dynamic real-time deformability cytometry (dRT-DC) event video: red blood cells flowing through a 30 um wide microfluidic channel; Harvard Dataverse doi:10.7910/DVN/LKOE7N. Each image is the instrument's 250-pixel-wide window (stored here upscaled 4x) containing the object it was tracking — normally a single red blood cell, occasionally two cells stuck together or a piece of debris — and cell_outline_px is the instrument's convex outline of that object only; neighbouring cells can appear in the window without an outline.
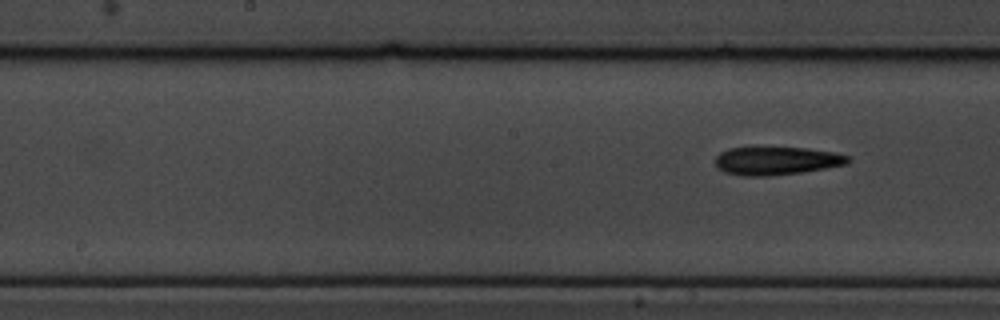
{"species": "common noctule bat (a hibernating species)", "species_latin": "Nyctalus noctula", "temperature_condition": "cold", "stored_images_in_passage": 6, "segment_of_instrument_passage": [2, 2], "camera_frame_rate_fps": 3000, "um_per_image_px": 0.085, "animal": {"sex": "male", "body_mass_g": 19.5, "forearm_length_mm": 54.6}, "frame": {"image": 1, "passage_image": 6, "time_ms": 6.667, "image_size_px": [1000, 320], "cell_outline_px": [[852, 160], [848, 164], [804, 172], [768, 176], [744, 176], [724, 172], [716, 168], [716, 156], [720, 152], [728, 148], [804, 148], [836, 152], [852, 156]], "centroid_in_image_um": [66.05, 13.67], "position_along_channel_um": 182.1, "area_um2": 21.96}}